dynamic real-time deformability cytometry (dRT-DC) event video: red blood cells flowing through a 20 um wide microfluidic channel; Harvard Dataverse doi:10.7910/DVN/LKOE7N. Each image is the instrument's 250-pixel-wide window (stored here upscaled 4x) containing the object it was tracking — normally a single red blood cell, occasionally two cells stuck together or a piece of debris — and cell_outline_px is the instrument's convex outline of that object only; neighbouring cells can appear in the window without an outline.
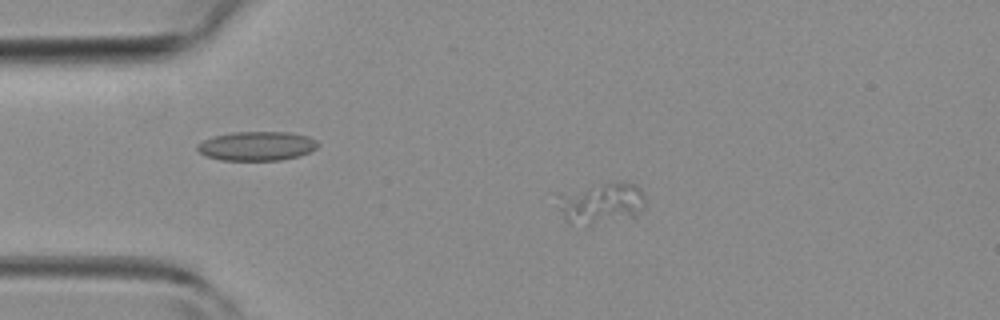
{"species": "common noctule bat (a hibernating species)", "species_latin": "Nyctalus noctula", "temperature_condition": "room temperature", "stored_images_in_passage": 2, "camera_frame_rate_fps": 3000, "um_per_image_px": 0.085, "animal": {"sex": "female", "body_mass_g": 19.3, "forearm_length_mm": 54.1}, "frame": {"image": 1, "passage_image": 1, "time_ms": 0.0, "image_size_px": [1000, 320], "cell_outline_px": [[644, 208], [636, 220], [588, 228], [568, 220], [556, 208], [556, 192], [624, 180], [636, 184], [644, 192]], "centroid_in_image_um": [51.15, 17.33], "position_along_channel_um": 33.9, "area_um2": 22.95}}